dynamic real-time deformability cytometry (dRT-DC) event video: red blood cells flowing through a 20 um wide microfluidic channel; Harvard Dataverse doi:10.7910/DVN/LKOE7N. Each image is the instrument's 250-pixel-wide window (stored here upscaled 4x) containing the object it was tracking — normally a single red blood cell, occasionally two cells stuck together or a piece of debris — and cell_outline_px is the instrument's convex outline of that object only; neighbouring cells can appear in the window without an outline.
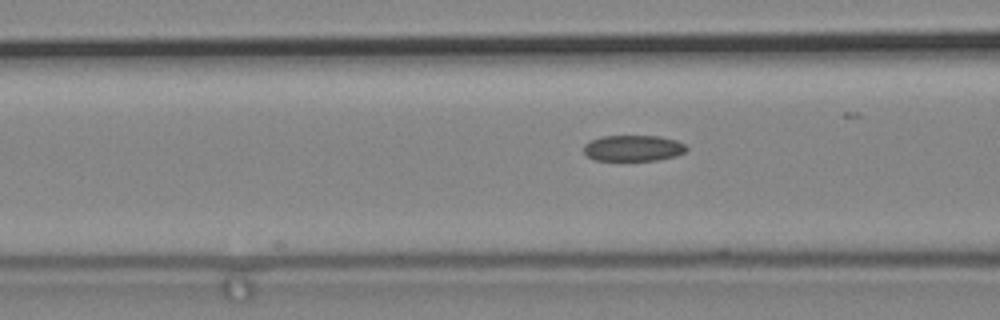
{"species": "common noctule bat (a hibernating species)", "species_latin": "Nyctalus noctula", "temperature_condition": "cold", "stored_images_in_passage": 7, "camera_frame_rate_fps": 3000, "um_per_image_px": 0.085, "animal": {"sex": "male", "body_mass_g": 19.2, "forearm_length_mm": 51.8}, "frame": {"image": 1, "passage_image": 4, "time_ms": 1.0, "image_size_px": [1000, 320], "cell_outline_px": [[688, 148], [684, 152], [676, 156], [656, 160], [596, 160], [588, 156], [584, 152], [584, 144], [600, 136], [660, 136], [676, 140], [684, 144]], "centroid_in_image_um": [53.83, 12.59], "position_along_channel_um": 112.8, "area_um2": 15.49}}
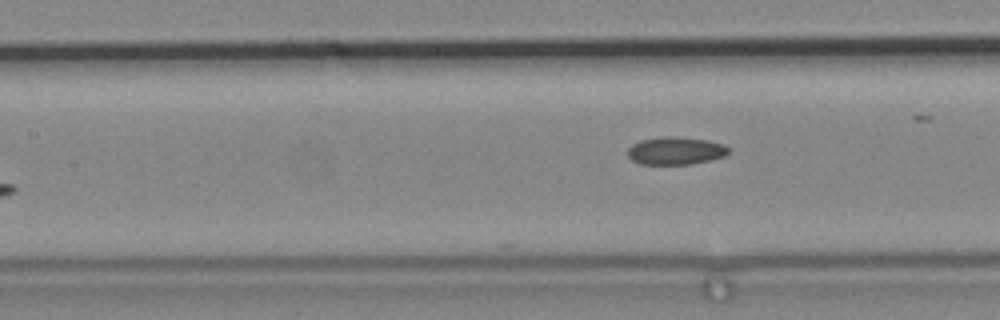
{"frame": {"image": 2, "passage_image": 7, "time_ms": 2.0, "image_size_px": [1000, 320], "cell_outline_px": [[732, 152], [724, 156], [712, 160], [692, 164], [640, 164], [632, 160], [628, 156], [628, 148], [632, 144], [640, 140], [668, 136], [676, 136], [708, 140], [724, 144]], "centroid_in_image_um": [57.46, 12.81], "position_along_channel_um": 149.9, "area_um2": 16.47}}